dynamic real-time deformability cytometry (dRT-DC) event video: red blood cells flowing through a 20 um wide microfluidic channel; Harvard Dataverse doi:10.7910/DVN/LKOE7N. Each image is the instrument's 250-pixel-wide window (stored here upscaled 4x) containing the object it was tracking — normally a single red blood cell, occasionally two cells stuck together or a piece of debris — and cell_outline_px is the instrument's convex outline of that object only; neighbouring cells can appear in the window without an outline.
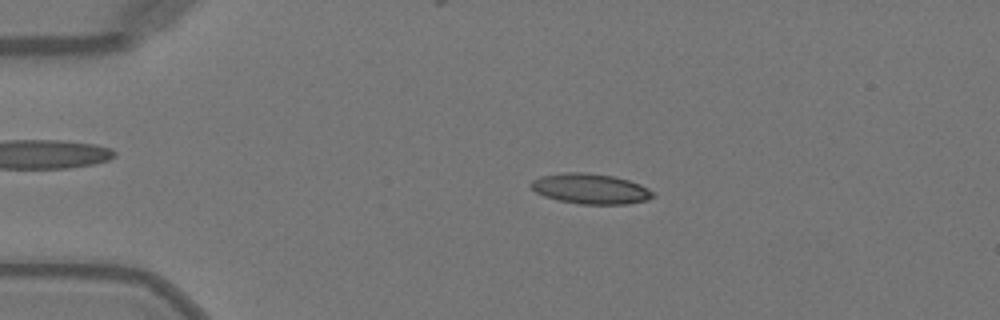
{"species": "Egyptian fruit bat (a non-hibernating species)", "species_latin": "Rousettus aegyptiacus", "temperature_condition": "warm", "stored_images_in_passage": 51, "camera_frame_rate_fps": 3000, "um_per_image_px": 0.085, "animal": {"sex": "female"}, "frame": {"image": 1, "passage_image": 11, "time_ms": 3.333, "image_size_px": [1000, 320], "cell_outline_px": [[656, 196], [648, 200], [628, 204], [580, 204], [556, 200], [544, 196], [536, 192], [528, 184], [532, 180], [540, 176], [564, 172], [584, 172], [612, 176], [628, 180], [640, 184], [648, 188]], "centroid_in_image_um": [50.17, 16.05], "position_along_channel_um": 34.8, "area_um2": 21.68}}
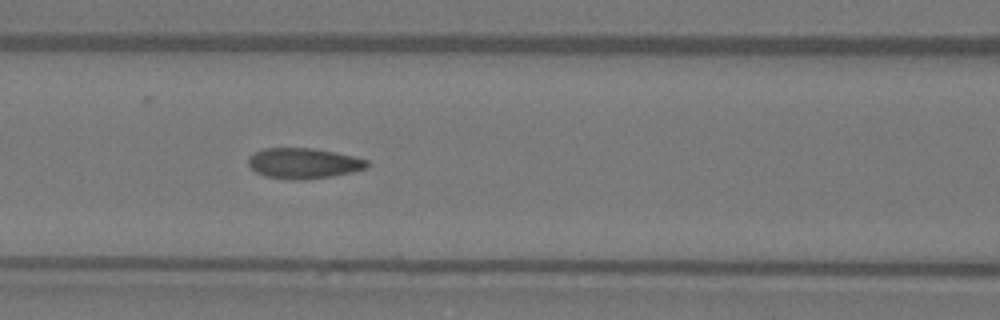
{"frame": {"image": 2, "passage_image": 22, "time_ms": 7.0, "image_size_px": [1000, 320], "cell_outline_px": [[372, 164], [368, 168], [352, 172], [332, 176], [304, 180], [292, 180], [264, 176], [256, 172], [248, 164], [248, 156], [264, 148], [312, 148], [336, 152], [368, 160]], "centroid_in_image_um": [25.83, 13.88], "position_along_channel_um": 140.8, "area_um2": 21.33}}
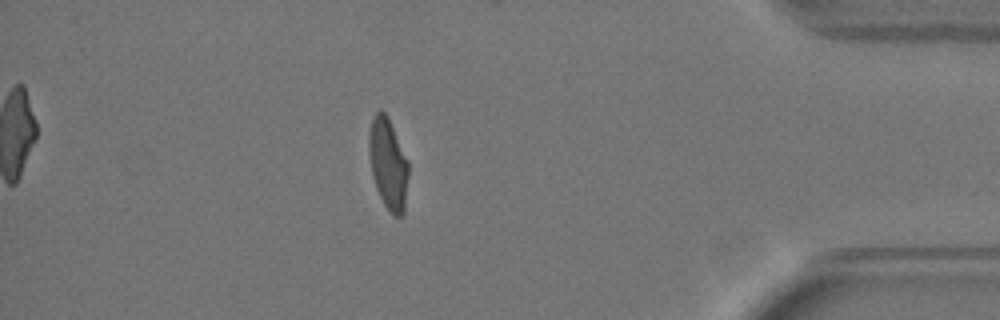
{"frame": {"image": 3, "passage_image": 44, "time_ms": 14.333, "image_size_px": [1000, 320], "cell_outline_px": [[408, 176], [404, 212], [400, 216], [392, 216], [384, 204], [376, 188], [372, 172], [368, 152], [368, 136], [372, 120], [376, 112], [380, 108], [388, 116], [408, 160]], "centroid_in_image_um": [32.99, 13.91], "position_along_channel_um": 402.2, "area_um2": 20.98}}